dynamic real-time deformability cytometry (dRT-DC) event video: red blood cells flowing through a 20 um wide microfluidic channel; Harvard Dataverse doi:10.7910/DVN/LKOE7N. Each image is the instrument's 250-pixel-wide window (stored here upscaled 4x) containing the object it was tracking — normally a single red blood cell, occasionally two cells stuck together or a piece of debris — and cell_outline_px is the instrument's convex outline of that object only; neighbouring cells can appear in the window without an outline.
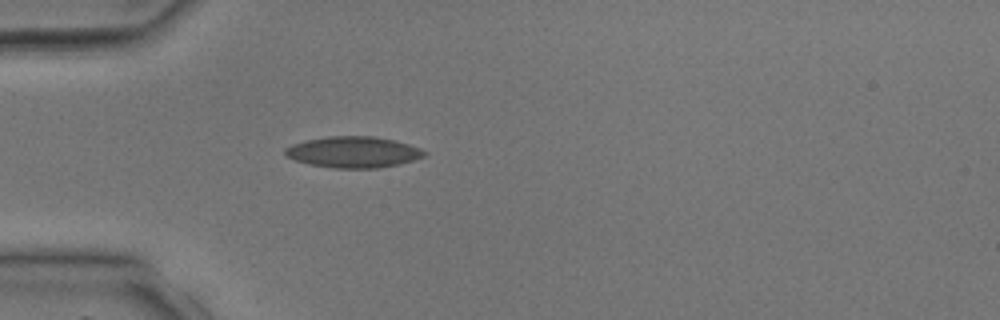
{"species": "common noctule bat (a hibernating species)", "species_latin": "Nyctalus noctula", "temperature_condition": "room temperature", "stored_images_in_passage": 2, "camera_frame_rate_fps": 3000, "um_per_image_px": 0.085, "animal": {"sex": "male", "body_mass_g": 17.9, "forearm_length_mm": 54.2}, "frame": {"image": 1, "passage_image": 2, "time_ms": 2.0, "image_size_px": [1000, 320], "cell_outline_px": [[428, 152], [424, 156], [400, 164], [376, 168], [332, 168], [308, 164], [284, 156], [284, 148], [292, 144], [304, 140], [328, 136], [372, 136], [392, 140], [408, 144], [420, 148]], "centroid_in_image_um": [29.99, 12.93], "position_along_channel_um": 55.0, "area_um2": 25.32}}